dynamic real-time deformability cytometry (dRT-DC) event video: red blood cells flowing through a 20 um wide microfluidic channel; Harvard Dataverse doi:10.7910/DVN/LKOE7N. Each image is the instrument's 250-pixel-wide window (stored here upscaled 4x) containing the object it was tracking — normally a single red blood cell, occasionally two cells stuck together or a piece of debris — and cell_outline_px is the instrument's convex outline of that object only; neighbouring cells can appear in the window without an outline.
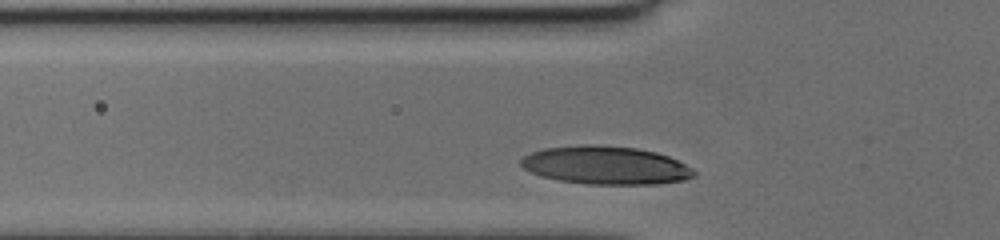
{"species": "human", "species_latin": "Homo sapiens", "temperature_condition": "cold", "stored_images_in_passage": 25, "camera_frame_rate_fps": 3000, "um_per_image_px": 0.085, "donor": {"sex": "female"}, "frame": {"image": 1, "passage_image": 3, "time_ms": 0.667, "image_size_px": [1000, 240], "cell_outline_px": [[696, 176], [684, 180], [656, 184], [588, 184], [560, 180], [540, 176], [524, 168], [520, 164], [520, 160], [524, 156], [532, 152], [544, 148], [580, 144], [592, 144], [636, 148], [656, 152], [668, 156], [692, 168], [696, 172]], "centroid_in_image_um": [51.48, 14.04], "position_along_channel_um": 74.3, "area_um2": 38.49}}
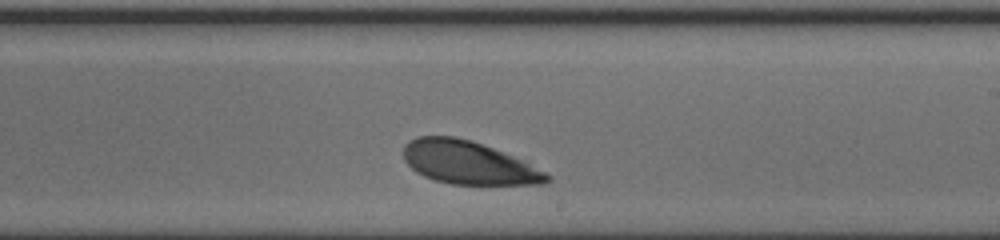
{"frame": {"image": 2, "passage_image": 16, "time_ms": 5.0, "image_size_px": [1000, 240], "cell_outline_px": [[552, 180], [544, 184], [452, 184], [432, 180], [416, 172], [404, 160], [404, 148], [408, 140], [416, 136], [452, 136], [472, 140], [512, 156], [548, 172], [552, 176]], "centroid_in_image_um": [39.82, 13.83], "position_along_channel_um": 249.2, "area_um2": 35.95}}
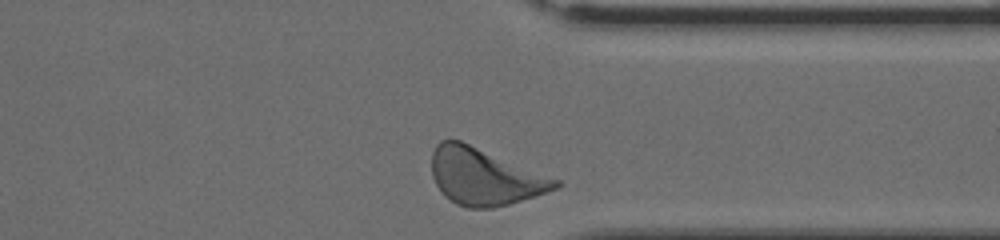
{"frame": {"image": 3, "passage_image": 25, "time_ms": 8.0, "image_size_px": [1000, 240], "cell_outline_px": [[560, 188], [508, 204], [492, 208], [468, 208], [456, 204], [444, 196], [436, 184], [432, 176], [432, 152], [436, 144], [440, 140], [460, 140], [560, 180]], "centroid_in_image_um": [41.16, 15.02], "position_along_channel_um": 370.2, "area_um2": 40.69}}